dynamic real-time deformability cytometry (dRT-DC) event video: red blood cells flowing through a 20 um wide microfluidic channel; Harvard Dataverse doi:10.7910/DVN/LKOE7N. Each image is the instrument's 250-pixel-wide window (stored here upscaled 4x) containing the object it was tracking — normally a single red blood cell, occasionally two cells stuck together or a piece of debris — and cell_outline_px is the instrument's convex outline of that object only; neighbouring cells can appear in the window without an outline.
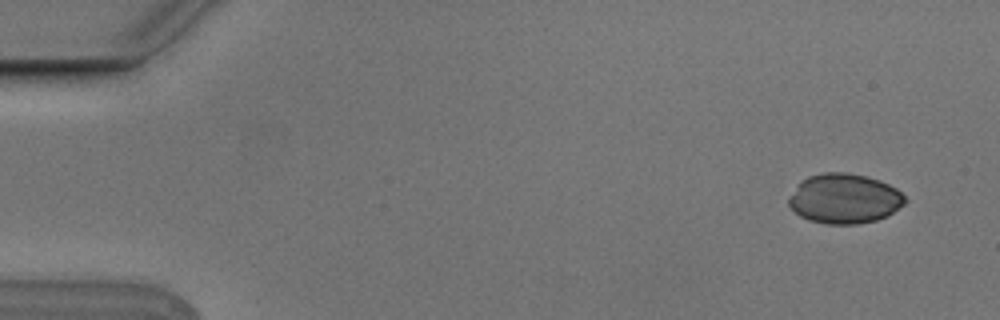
{"species": "Egyptian fruit bat (a non-hibernating species)", "species_latin": "Rousettus aegyptiacus", "temperature_condition": "cold", "stored_images_in_passage": 3, "camera_frame_rate_fps": 3000, "um_per_image_px": 0.085, "animal": {"sex": "male"}, "frame": {"image": 1, "passage_image": 1, "time_ms": 0.0, "image_size_px": [1000, 320], "cell_outline_px": [[908, 200], [904, 204], [888, 216], [876, 220], [856, 224], [828, 224], [808, 220], [800, 216], [788, 204], [788, 200], [800, 184], [808, 176], [824, 172], [848, 172], [880, 180], [896, 188]], "centroid_in_image_um": [71.81, 16.89], "position_along_channel_um": 13.2, "area_um2": 33.52}}